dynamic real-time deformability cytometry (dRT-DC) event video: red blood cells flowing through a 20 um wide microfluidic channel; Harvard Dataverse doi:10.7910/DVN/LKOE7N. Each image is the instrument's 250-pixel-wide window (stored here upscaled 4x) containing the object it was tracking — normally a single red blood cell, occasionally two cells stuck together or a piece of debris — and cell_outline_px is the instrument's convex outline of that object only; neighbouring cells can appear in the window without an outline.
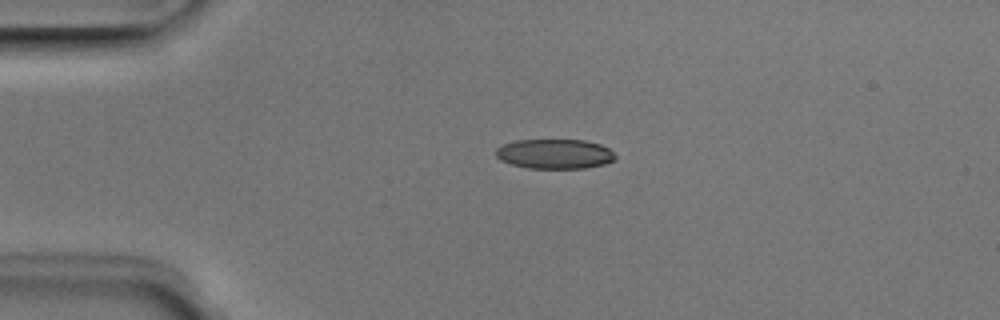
{"species": "Egyptian fruit bat (a non-hibernating species)", "species_latin": "Rousettus aegyptiacus", "temperature_condition": "room temperature", "stored_images_in_passage": 5, "camera_frame_rate_fps": 3000, "um_per_image_px": 0.085, "animal": {"sex": "male"}, "frame": {"image": 1, "passage_image": 4, "time_ms": 1.0, "image_size_px": [1000, 320], "cell_outline_px": [[616, 160], [604, 164], [584, 168], [528, 168], [512, 164], [500, 160], [496, 156], [496, 148], [504, 144], [516, 140], [584, 140], [600, 144], [608, 148], [616, 156]], "centroid_in_image_um": [47.16, 13.08], "position_along_channel_um": 37.8, "area_um2": 20.63}}